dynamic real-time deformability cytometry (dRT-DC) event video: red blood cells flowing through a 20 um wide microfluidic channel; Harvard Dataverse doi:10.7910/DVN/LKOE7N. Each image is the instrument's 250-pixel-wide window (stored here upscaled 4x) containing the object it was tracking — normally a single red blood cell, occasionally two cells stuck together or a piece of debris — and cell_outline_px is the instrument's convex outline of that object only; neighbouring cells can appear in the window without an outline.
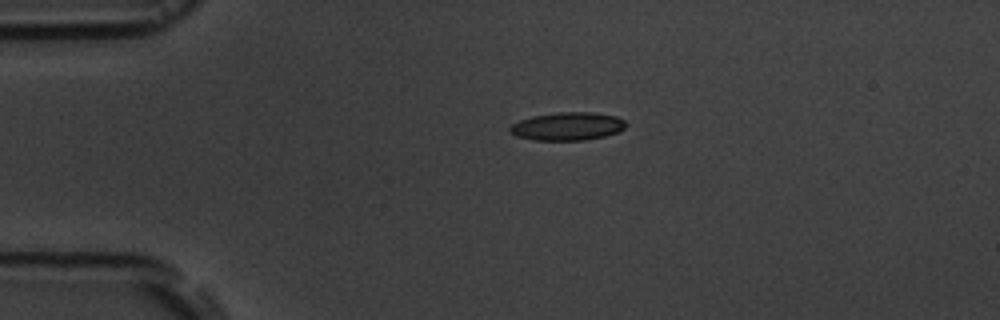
{"species": "common noctule bat (a hibernating species)", "species_latin": "Nyctalus noctula", "temperature_condition": "room temperature", "stored_images_in_passage": 2, "camera_frame_rate_fps": 3000, "um_per_image_px": 0.085, "animal": {"sex": "male", "body_mass_g": 19.5, "forearm_length_mm": 54.6}, "frame": {"image": 1, "passage_image": 1, "time_ms": 0.0, "image_size_px": [1000, 320], "cell_outline_px": [[624, 128], [616, 132], [604, 136], [584, 140], [532, 140], [516, 136], [508, 132], [508, 128], [512, 124], [520, 120], [532, 116], [560, 112], [592, 112], [616, 116], [624, 120]], "centroid_in_image_um": [48.18, 10.74], "position_along_channel_um": 36.8, "area_um2": 18.9}}